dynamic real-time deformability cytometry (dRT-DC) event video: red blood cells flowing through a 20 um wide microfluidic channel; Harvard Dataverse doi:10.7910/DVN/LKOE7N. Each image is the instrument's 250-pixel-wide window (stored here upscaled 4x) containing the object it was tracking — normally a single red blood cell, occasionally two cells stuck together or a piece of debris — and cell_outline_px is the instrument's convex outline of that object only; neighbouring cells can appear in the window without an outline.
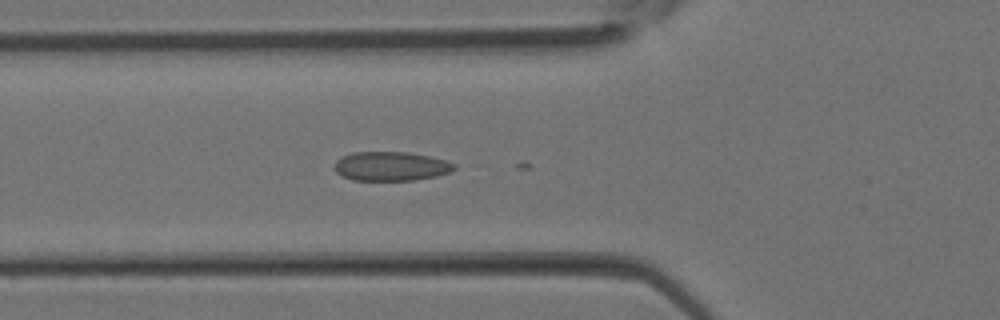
{"species": "Egyptian fruit bat (a non-hibernating species)", "species_latin": "Rousettus aegyptiacus", "temperature_condition": "room temperature", "stored_images_in_passage": 25, "camera_frame_rate_fps": 3000, "um_per_image_px": 0.085, "animal": {"sex": "female"}, "frame": {"image": 1, "passage_image": 2, "time_ms": 0.333, "image_size_px": [1000, 320], "cell_outline_px": [[456, 168], [448, 172], [436, 176], [412, 180], [352, 180], [336, 172], [336, 160], [340, 156], [352, 152], [408, 152], [428, 156], [444, 160], [456, 164]], "centroid_in_image_um": [33.21, 14.12], "position_along_channel_um": 92.6, "area_um2": 20.17}}
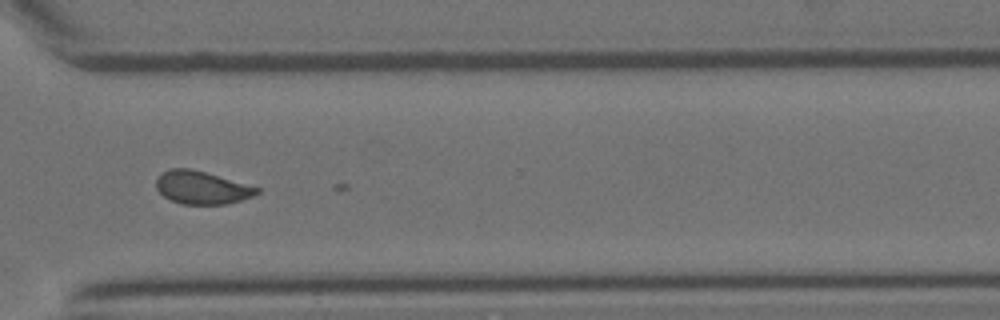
{"frame": {"image": 2, "passage_image": 16, "time_ms": 5.0, "image_size_px": [1000, 320], "cell_outline_px": [[260, 192], [252, 196], [228, 204], [180, 204], [164, 196], [156, 188], [156, 180], [164, 172], [172, 168], [192, 168], [260, 188]], "centroid_in_image_um": [17.15, 15.95], "position_along_channel_um": 353.4, "area_um2": 19.13}}
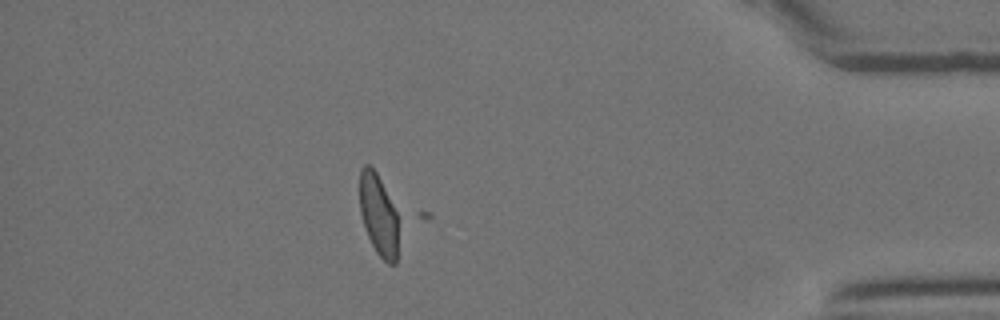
{"frame": {"image": 3, "passage_image": 21, "time_ms": 6.667, "image_size_px": [1000, 320], "cell_outline_px": [[396, 264], [388, 264], [376, 252], [368, 236], [360, 212], [360, 168], [364, 164], [368, 164], [376, 172], [396, 212]], "centroid_in_image_um": [32.13, 18.25], "position_along_channel_um": 403.1, "area_um2": 17.69}}